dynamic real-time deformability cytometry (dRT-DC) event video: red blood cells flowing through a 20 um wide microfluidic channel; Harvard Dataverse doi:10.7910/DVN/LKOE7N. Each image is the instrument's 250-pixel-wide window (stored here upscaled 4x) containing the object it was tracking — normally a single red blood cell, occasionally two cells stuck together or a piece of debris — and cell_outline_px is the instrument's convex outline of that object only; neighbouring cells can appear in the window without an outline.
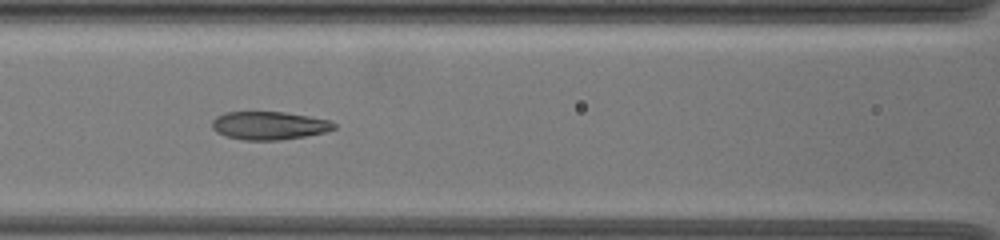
{"species": "common noctule bat (a hibernating species)", "species_latin": "Nyctalus noctula", "temperature_condition": "warm", "stored_images_in_passage": 11, "camera_frame_rate_fps": 3000, "um_per_image_px": 0.085, "animal": {"sex": "female", "body_mass_g": 19.5, "forearm_length_mm": 54.1}, "frame": {"image": 1, "passage_image": 8, "time_ms": 2.333, "image_size_px": [1000, 240], "cell_outline_px": [[336, 128], [324, 132], [304, 136], [280, 140], [244, 140], [224, 136], [216, 132], [212, 128], [212, 120], [216, 116], [228, 112], [284, 112], [308, 116], [328, 120], [336, 124]], "centroid_in_image_um": [22.84, 10.67], "position_along_channel_um": 143.8, "area_um2": 19.94}}